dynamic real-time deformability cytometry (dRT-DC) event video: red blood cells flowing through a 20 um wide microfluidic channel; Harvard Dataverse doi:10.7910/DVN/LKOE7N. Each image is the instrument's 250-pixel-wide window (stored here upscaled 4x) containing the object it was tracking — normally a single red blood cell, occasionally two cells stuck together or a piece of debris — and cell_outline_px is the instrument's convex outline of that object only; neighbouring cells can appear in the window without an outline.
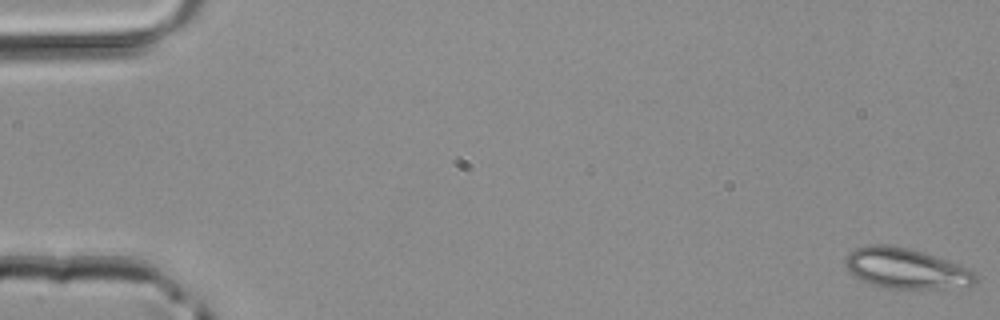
{"species": "common noctule bat (a hibernating species)", "species_latin": "Nyctalus noctula", "temperature_condition": "room temperature", "stored_images_in_passage": 6, "camera_frame_rate_fps": 3000, "um_per_image_px": 0.085, "animal": {"sex": "male", "body_mass_g": 20.4}, "frame": {"image": 1, "passage_image": 1, "time_ms": 0.0, "image_size_px": [1000, 320], "cell_outline_px": [[976, 280], [972, 284], [944, 288], [888, 288], [872, 284], [860, 280], [844, 264], [844, 260], [848, 252], [856, 248], [868, 244], [888, 244], [912, 248], [948, 260], [968, 268], [976, 272]], "centroid_in_image_um": [76.98, 22.78], "position_along_channel_um": 8.0, "area_um2": 30.58}}